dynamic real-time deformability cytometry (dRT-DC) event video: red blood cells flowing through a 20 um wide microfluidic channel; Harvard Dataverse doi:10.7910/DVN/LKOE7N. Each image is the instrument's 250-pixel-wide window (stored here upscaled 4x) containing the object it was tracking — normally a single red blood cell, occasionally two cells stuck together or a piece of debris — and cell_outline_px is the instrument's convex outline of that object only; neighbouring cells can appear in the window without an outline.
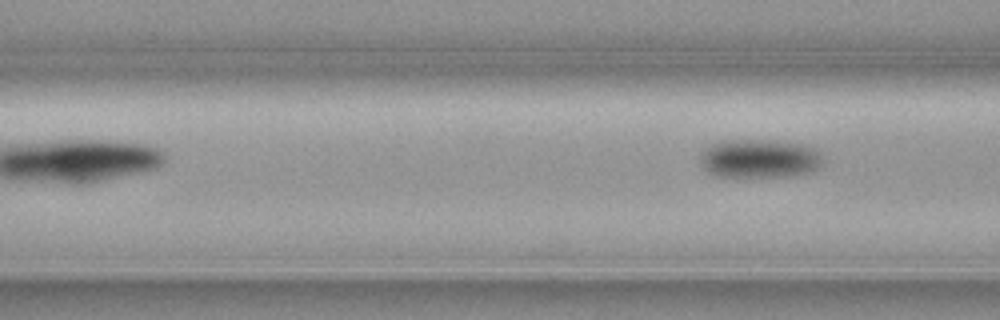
{"species": "common noctule bat (a hibernating species)", "species_latin": "Nyctalus noctula", "temperature_condition": "cold", "stored_images_in_passage": 6, "camera_frame_rate_fps": 3000, "um_per_image_px": 0.085, "animal": {"sex": "female", "body_mass_g": 19.3, "forearm_length_mm": 54.1}, "frame": {"image": 1, "passage_image": 6, "time_ms": 1.667, "image_size_px": [1000, 320], "cell_outline_px": [[820, 164], [812, 172], [776, 176], [720, 176], [708, 172], [700, 164], [700, 160], [704, 152], [712, 144], [724, 140], [776, 140], [800, 144], [816, 148], [820, 152]], "centroid_in_image_um": [64.55, 13.46], "position_along_channel_um": 102.0, "area_um2": 27.17}}